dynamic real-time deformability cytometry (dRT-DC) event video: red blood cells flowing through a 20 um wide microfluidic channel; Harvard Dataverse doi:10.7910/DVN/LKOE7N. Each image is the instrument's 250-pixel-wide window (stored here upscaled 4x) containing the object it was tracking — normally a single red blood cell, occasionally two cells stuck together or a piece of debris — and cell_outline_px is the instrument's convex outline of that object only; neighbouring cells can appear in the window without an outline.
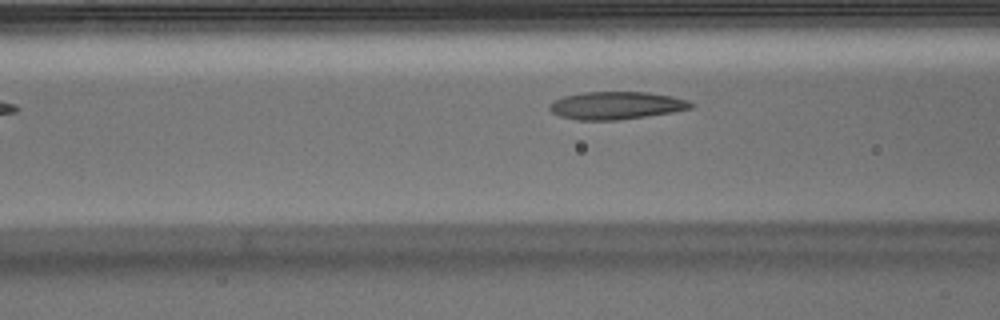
{"species": "Egyptian fruit bat (a non-hibernating species)", "species_latin": "Rousettus aegyptiacus", "temperature_condition": "warm", "stored_images_in_passage": 7, "camera_frame_rate_fps": 3000, "um_per_image_px": 0.085, "animal": {"sex": "male"}, "frame": {"image": 1, "passage_image": 5, "time_ms": 1.333, "image_size_px": [1000, 320], "cell_outline_px": [[692, 108], [672, 112], [648, 116], [620, 120], [576, 120], [560, 116], [552, 112], [548, 108], [548, 104], [552, 100], [564, 96], [580, 92], [648, 92], [672, 96], [688, 100], [692, 104]], "centroid_in_image_um": [52.33, 8.96], "position_along_channel_um": 114.3, "area_um2": 23.0}}